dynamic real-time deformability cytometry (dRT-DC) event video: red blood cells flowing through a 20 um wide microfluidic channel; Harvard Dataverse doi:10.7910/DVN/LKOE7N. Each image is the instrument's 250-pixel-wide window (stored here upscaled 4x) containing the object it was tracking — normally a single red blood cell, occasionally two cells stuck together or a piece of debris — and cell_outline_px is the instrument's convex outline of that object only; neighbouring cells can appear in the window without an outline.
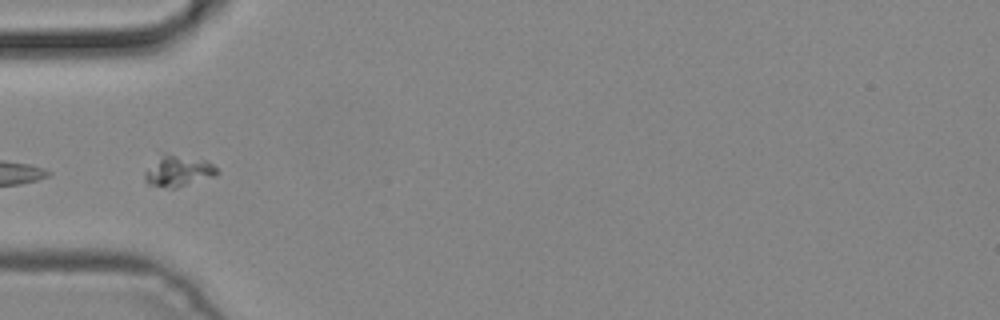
{"species": "common noctule bat (a hibernating species)", "species_latin": "Nyctalus noctula", "temperature_condition": "cold", "stored_images_in_passage": 5, "camera_frame_rate_fps": 3000, "um_per_image_px": 0.085, "animal": {"sex": "male", "body_mass_g": 19.2, "forearm_length_mm": 51.8}, "frame": {"image": 1, "passage_image": 5, "time_ms": 1.333, "image_size_px": [1000, 320], "cell_outline_px": [[220, 172], [216, 176], [176, 188], [168, 188], [148, 184], [144, 180], [144, 172], [164, 156], [176, 156], [208, 160]], "centroid_in_image_um": [15.23, 14.6], "position_along_channel_um": 69.8, "area_um2": 12.48}}